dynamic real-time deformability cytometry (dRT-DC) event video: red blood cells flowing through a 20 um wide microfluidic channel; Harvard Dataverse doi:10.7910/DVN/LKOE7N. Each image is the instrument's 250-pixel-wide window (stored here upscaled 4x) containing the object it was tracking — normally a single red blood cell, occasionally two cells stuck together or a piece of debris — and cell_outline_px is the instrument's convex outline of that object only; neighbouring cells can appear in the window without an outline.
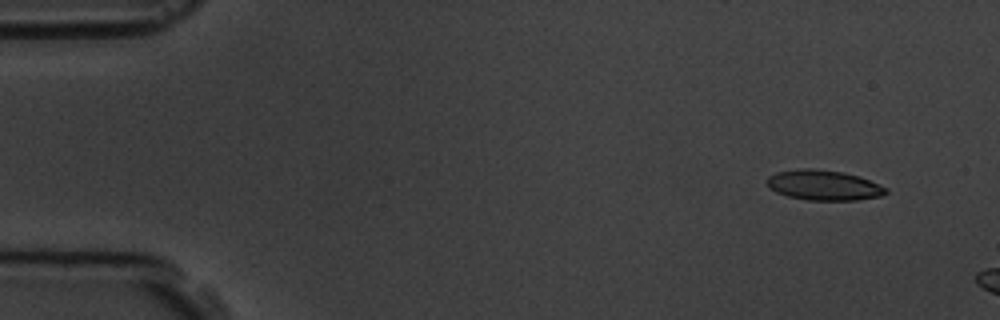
{"species": "common noctule bat (a hibernating species)", "species_latin": "Nyctalus noctula", "temperature_condition": "room temperature", "stored_images_in_passage": 3, "camera_frame_rate_fps": 3000, "um_per_image_px": 0.085, "animal": {"sex": "male", "body_mass_g": 19.5, "forearm_length_mm": 54.6}, "frame": {"image": 1, "passage_image": 1, "time_ms": 0.0, "image_size_px": [1000, 320], "cell_outline_px": [[888, 192], [880, 196], [856, 200], [808, 200], [788, 196], [776, 192], [768, 188], [768, 176], [776, 172], [800, 168], [812, 168], [844, 172], [860, 176], [888, 188]], "centroid_in_image_um": [70.02, 15.73], "position_along_channel_um": 15.0, "area_um2": 20.98}}